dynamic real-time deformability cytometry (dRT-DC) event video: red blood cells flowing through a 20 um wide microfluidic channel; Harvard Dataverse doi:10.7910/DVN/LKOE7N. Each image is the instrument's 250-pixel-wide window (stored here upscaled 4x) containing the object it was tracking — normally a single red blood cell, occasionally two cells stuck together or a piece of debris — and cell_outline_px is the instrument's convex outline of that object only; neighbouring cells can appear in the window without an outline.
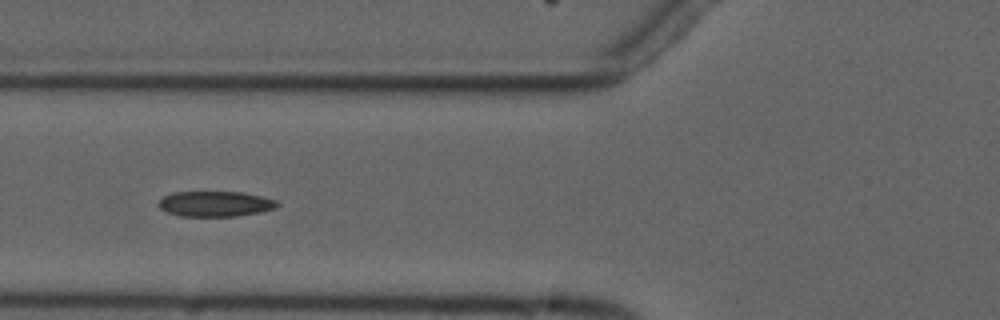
{"species": "common noctule bat (a hibernating species)", "species_latin": "Nyctalus noctula", "temperature_condition": "cold", "stored_images_in_passage": 8, "camera_frame_rate_fps": 3000, "um_per_image_px": 0.085, "animal": {"sex": "male", "forearm_length_mm": 52.5}, "frame": {"image": 1, "passage_image": 6, "time_ms": 6.0, "image_size_px": [1000, 320], "cell_outline_px": [[280, 204], [276, 208], [260, 212], [236, 216], [180, 216], [164, 212], [156, 204], [164, 196], [172, 192], [244, 192], [276, 200]], "centroid_in_image_um": [18.27, 17.33], "position_along_channel_um": 107.5, "area_um2": 17.69}}
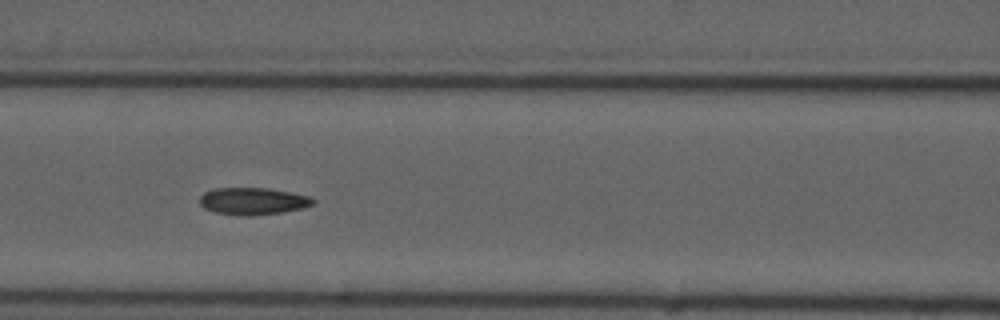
{"frame": {"image": 2, "passage_image": 7, "time_ms": 7.0, "image_size_px": [1000, 320], "cell_outline_px": [[316, 200], [312, 204], [304, 208], [280, 212], [252, 216], [236, 216], [216, 212], [204, 208], [200, 204], [200, 196], [204, 192], [212, 188], [268, 188], [292, 192], [308, 196]], "centroid_in_image_um": [21.48, 17.1], "position_along_channel_um": 145.1, "area_um2": 18.03}}
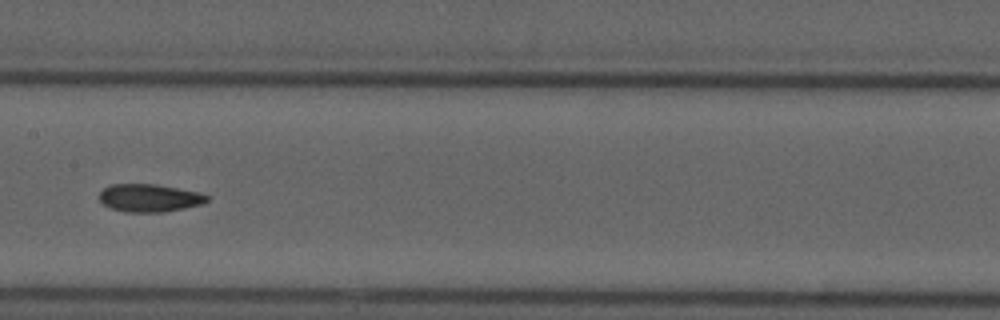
{"frame": {"image": 3, "passage_image": 8, "time_ms": 8.333, "image_size_px": [1000, 320], "cell_outline_px": [[208, 200], [204, 204], [164, 212], [124, 212], [112, 208], [104, 204], [100, 200], [100, 192], [104, 188], [112, 184], [156, 184], [200, 192], [208, 196]], "centroid_in_image_um": [12.73, 16.82], "position_along_channel_um": 194.7, "area_um2": 17.46}}